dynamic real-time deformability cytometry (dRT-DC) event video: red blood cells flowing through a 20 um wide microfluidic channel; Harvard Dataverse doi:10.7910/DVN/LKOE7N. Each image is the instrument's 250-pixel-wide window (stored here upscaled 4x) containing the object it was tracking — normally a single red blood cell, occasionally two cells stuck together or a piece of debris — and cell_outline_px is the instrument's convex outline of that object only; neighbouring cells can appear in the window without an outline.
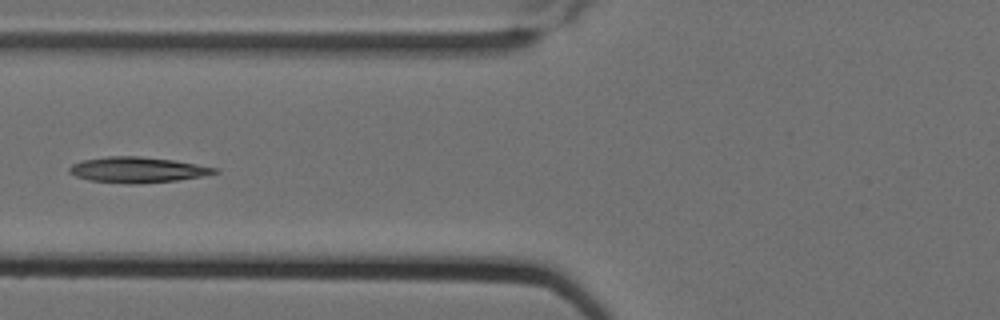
{"species": "Egyptian fruit bat (a non-hibernating species)", "species_latin": "Rousettus aegyptiacus", "temperature_condition": "cold", "stored_images_in_passage": 9, "camera_frame_rate_fps": 3000, "um_per_image_px": 0.085, "animal": {"sex": "female"}, "frame": {"image": 1, "passage_image": 7, "time_ms": 2.0, "image_size_px": [1000, 320], "cell_outline_px": [[220, 172], [200, 176], [176, 180], [140, 184], [128, 184], [88, 180], [76, 176], [68, 172], [68, 168], [72, 164], [80, 160], [108, 156], [140, 156], [172, 160], [220, 168]], "centroid_in_image_um": [11.65, 14.43], "position_along_channel_um": 114.1, "area_um2": 21.79}}
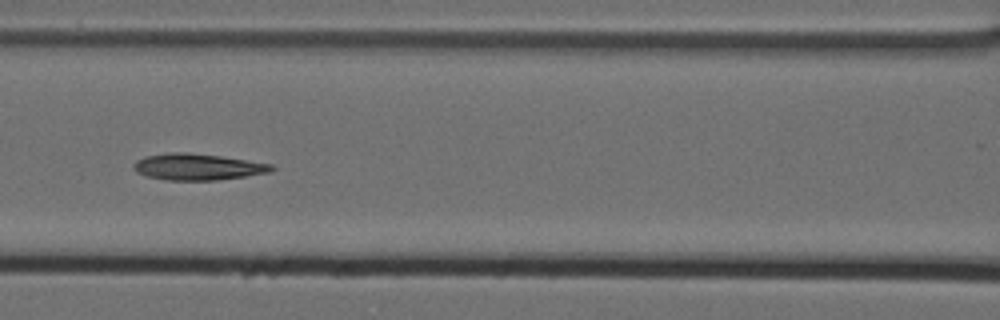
{"frame": {"image": 2, "passage_image": 8, "time_ms": 2.333, "image_size_px": [1000, 320], "cell_outline_px": [[276, 168], [272, 172], [216, 180], [164, 180], [144, 176], [136, 172], [132, 168], [132, 164], [136, 160], [144, 156], [168, 152], [188, 152], [220, 156], [272, 164]], "centroid_in_image_um": [16.74, 14.18], "position_along_channel_um": 149.9, "area_um2": 21.44}}